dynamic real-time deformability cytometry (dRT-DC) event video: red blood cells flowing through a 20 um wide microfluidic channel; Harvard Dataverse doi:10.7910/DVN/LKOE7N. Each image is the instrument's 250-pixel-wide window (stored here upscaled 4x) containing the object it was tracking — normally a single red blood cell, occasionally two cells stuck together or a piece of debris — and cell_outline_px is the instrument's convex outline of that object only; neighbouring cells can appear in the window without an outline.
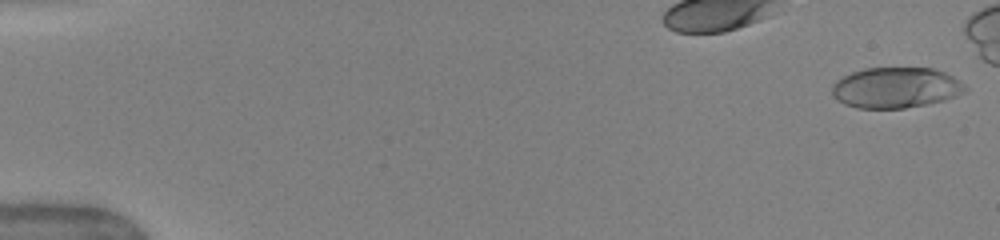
{"species": "human", "species_latin": "Homo sapiens", "temperature_condition": "warm", "stored_images_in_passage": 46, "camera_frame_rate_fps": 3000, "um_per_image_px": 0.085, "donor": {"sex": "female"}, "frame": {"image": 1, "passage_image": 1, "time_ms": 0.0, "image_size_px": [1000, 240], "cell_outline_px": [[968, 92], [944, 100], [904, 108], [856, 108], [844, 104], [832, 96], [832, 84], [836, 80], [852, 72], [864, 68], [932, 68], [944, 72], [960, 80], [968, 88]], "centroid_in_image_um": [76.15, 7.45], "position_along_channel_um": 8.8, "area_um2": 31.67}}
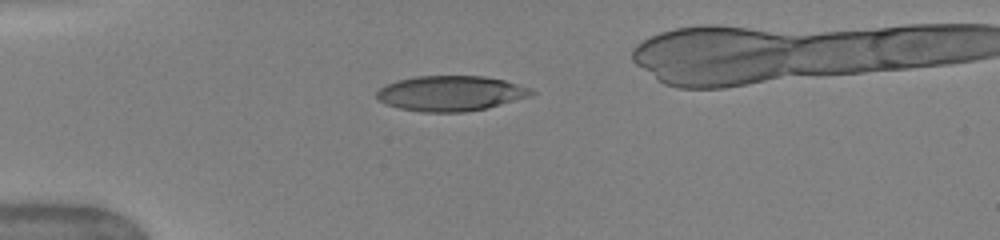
{"frame": {"image": 2, "passage_image": 14, "time_ms": 4.333, "image_size_px": [1000, 240], "cell_outline_px": [[536, 92], [528, 96], [488, 108], [464, 112], [420, 112], [400, 108], [384, 104], [376, 96], [376, 92], [380, 88], [396, 80], [416, 76], [484, 76], [504, 80], [532, 88]], "centroid_in_image_um": [38.29, 7.93], "position_along_channel_um": 46.7, "area_um2": 31.73}}